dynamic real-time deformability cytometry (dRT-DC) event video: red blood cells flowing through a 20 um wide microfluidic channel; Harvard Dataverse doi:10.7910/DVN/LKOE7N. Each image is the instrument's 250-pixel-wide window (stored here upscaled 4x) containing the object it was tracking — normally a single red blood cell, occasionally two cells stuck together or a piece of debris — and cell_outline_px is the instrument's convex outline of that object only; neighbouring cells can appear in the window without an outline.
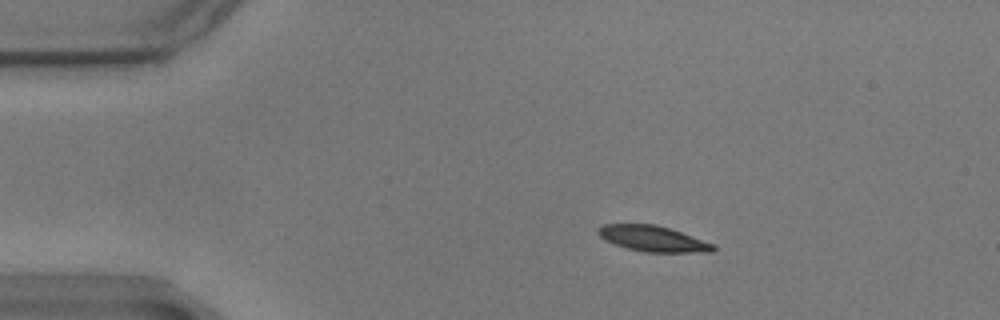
{"species": "common noctule bat (a hibernating species)", "species_latin": "Nyctalus noctula", "temperature_condition": "warm", "stored_images_in_passage": 49, "camera_frame_rate_fps": 3000, "um_per_image_px": 0.085, "animal": {"sex": "male", "body_mass_g": 17.9}, "frame": {"image": 1, "passage_image": 1, "time_ms": 0.0, "image_size_px": [1000, 320], "cell_outline_px": [[716, 248], [712, 252], [644, 252], [628, 248], [604, 240], [596, 232], [596, 228], [600, 224], [656, 224], [716, 244]], "centroid_in_image_um": [55.48, 20.28], "position_along_channel_um": 29.5, "area_um2": 17.28}}
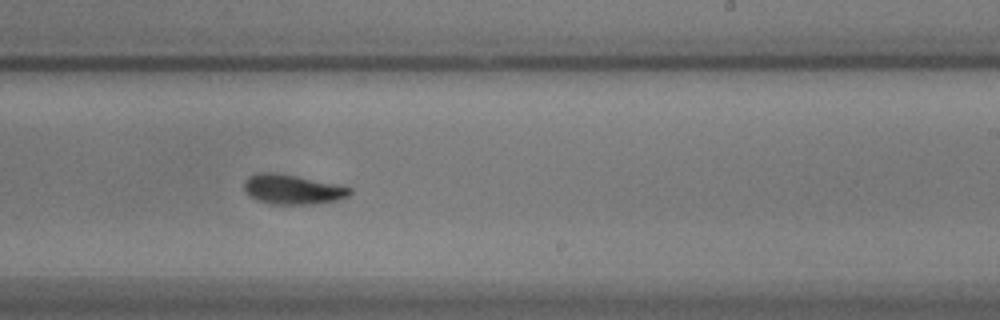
{"frame": {"image": 2, "passage_image": 26, "time_ms": 8.333, "image_size_px": [1000, 320], "cell_outline_px": [[352, 192], [348, 196], [336, 200], [312, 204], [272, 204], [256, 200], [248, 196], [244, 188], [244, 180], [248, 176], [256, 172], [276, 172], [296, 176], [352, 188]], "centroid_in_image_um": [24.79, 16.09], "position_along_channel_um": 264.2, "area_um2": 18.26}}
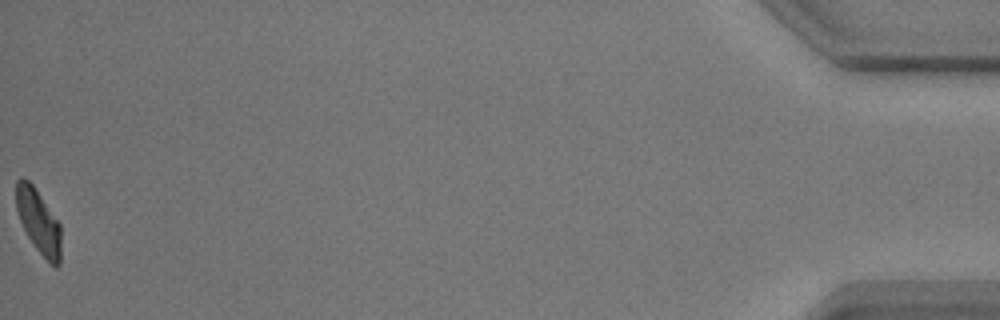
{"frame": {"image": 3, "passage_image": 49, "time_ms": 16.0, "image_size_px": [1000, 320], "cell_outline_px": [[60, 264], [56, 268], [36, 248], [28, 236], [20, 220], [16, 208], [16, 180], [20, 176], [24, 176], [32, 184], [60, 224]], "centroid_in_image_um": [3.26, 18.78], "position_along_channel_um": 431.9, "area_um2": 16.42}, "authors_computed_cell_mechanics": {"area_um2": 18.4382, "velocity_mm_per_s": 3.4698, "shape_relaxation_time_tau1_ms": 2.979, "shape_relaxation_time_tau2_ms": 2.9572, "deformation_change_tau1": 0.1514, "deformation_change_tau2": 0.0619}}